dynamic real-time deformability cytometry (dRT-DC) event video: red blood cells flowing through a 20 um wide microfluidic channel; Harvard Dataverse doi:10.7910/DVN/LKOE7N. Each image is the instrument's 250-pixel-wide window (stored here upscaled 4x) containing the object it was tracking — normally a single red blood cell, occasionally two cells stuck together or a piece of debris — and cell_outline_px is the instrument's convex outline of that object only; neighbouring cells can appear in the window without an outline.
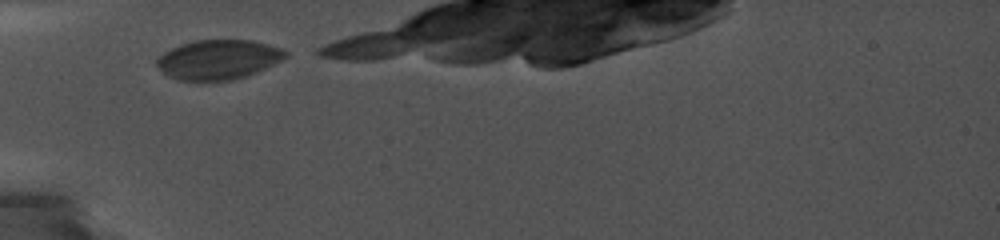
{"species": "common noctule bat (a hibernating species)", "species_latin": "Nyctalus noctula", "temperature_condition": "cold", "stored_images_in_passage": 5, "camera_frame_rate_fps": 5000, "um_per_image_px": 0.085, "animal": {"sex": "female", "body_mass_g": 19.0, "forearm_length_mm": 56.7}, "frame": {"image": 1, "passage_image": 1, "time_ms": 0.0, "image_size_px": [1000, 240], "cell_outline_px": [[288, 56], [248, 76], [232, 80], [176, 80], [168, 76], [156, 64], [156, 60], [164, 52], [180, 44], [196, 40], [252, 40], [268, 44], [280, 48], [288, 52]], "centroid_in_image_um": [18.55, 5.06], "position_along_channel_um": 66.4, "area_um2": 29.48}}